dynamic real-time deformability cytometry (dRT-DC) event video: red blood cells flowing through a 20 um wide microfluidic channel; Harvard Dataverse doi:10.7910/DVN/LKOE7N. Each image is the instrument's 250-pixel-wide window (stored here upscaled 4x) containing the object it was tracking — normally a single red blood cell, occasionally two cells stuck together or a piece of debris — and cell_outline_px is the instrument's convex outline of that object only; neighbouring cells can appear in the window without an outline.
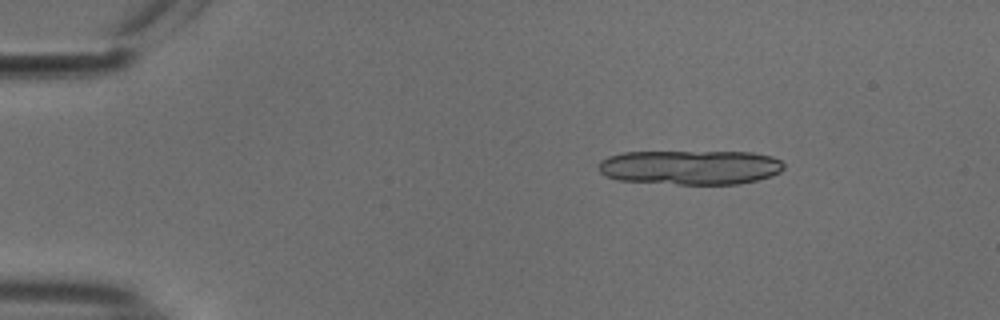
{"species": "common noctule bat (a hibernating species)", "species_latin": "Nyctalus noctula", "temperature_condition": "cold", "stored_images_in_passage": 10, "camera_frame_rate_fps": 3000, "um_per_image_px": 0.085, "animal": {"sex": "male", "body_mass_g": 18.8}, "frame": {"image": 1, "passage_image": 1, "time_ms": 0.0, "image_size_px": [1000, 320], "cell_outline_px": [[784, 168], [780, 172], [772, 176], [740, 184], [676, 184], [620, 180], [604, 176], [600, 172], [600, 160], [608, 156], [620, 152], [752, 152], [772, 156], [780, 160], [784, 164]], "centroid_in_image_um": [58.69, 14.22], "position_along_channel_um": 26.3, "area_um2": 37.4}}